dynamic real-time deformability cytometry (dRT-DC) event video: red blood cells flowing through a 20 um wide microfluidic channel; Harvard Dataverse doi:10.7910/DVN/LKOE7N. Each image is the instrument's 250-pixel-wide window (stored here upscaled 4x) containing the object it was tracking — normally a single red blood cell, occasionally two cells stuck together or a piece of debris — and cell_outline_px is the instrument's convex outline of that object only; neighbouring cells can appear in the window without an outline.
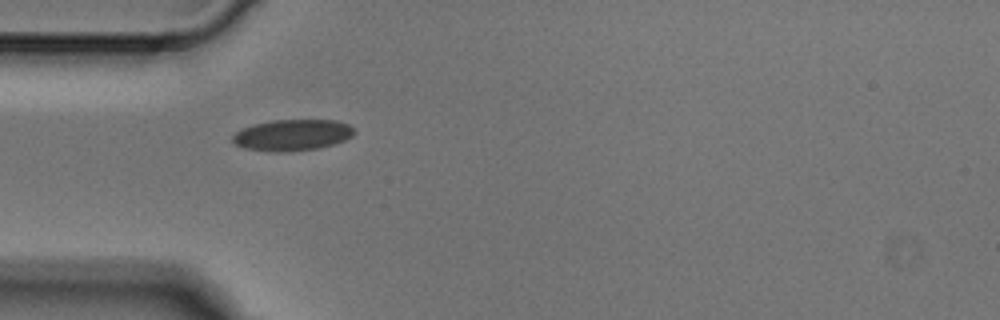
{"species": "Egyptian fruit bat (a non-hibernating species)", "species_latin": "Rousettus aegyptiacus", "temperature_condition": "cold", "stored_images_in_passage": 2, "camera_frame_rate_fps": 3000, "um_per_image_px": 0.085, "animal": {"sex": "male"}, "frame": {"image": 1, "passage_image": 1, "time_ms": 0.0, "image_size_px": [1000, 320], "cell_outline_px": [[356, 132], [352, 136], [344, 140], [332, 144], [316, 148], [292, 152], [268, 152], [244, 148], [236, 144], [232, 140], [232, 136], [236, 132], [244, 128], [256, 124], [272, 120], [336, 120], [348, 124]], "centroid_in_image_um": [24.84, 11.49], "position_along_channel_um": 60.2, "area_um2": 22.08}}
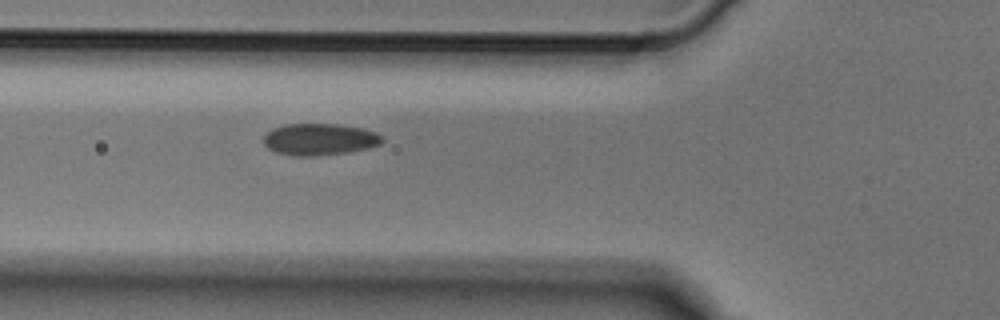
{"frame": {"image": 2, "passage_image": 2, "time_ms": 0.333, "image_size_px": [1000, 320], "cell_outline_px": [[384, 140], [380, 144], [368, 148], [348, 152], [316, 156], [292, 156], [276, 152], [268, 148], [264, 144], [264, 136], [272, 128], [284, 124], [336, 124], [364, 128], [376, 132], [384, 136]], "centroid_in_image_um": [27.18, 11.84], "position_along_channel_um": 98.6, "area_um2": 22.14}}